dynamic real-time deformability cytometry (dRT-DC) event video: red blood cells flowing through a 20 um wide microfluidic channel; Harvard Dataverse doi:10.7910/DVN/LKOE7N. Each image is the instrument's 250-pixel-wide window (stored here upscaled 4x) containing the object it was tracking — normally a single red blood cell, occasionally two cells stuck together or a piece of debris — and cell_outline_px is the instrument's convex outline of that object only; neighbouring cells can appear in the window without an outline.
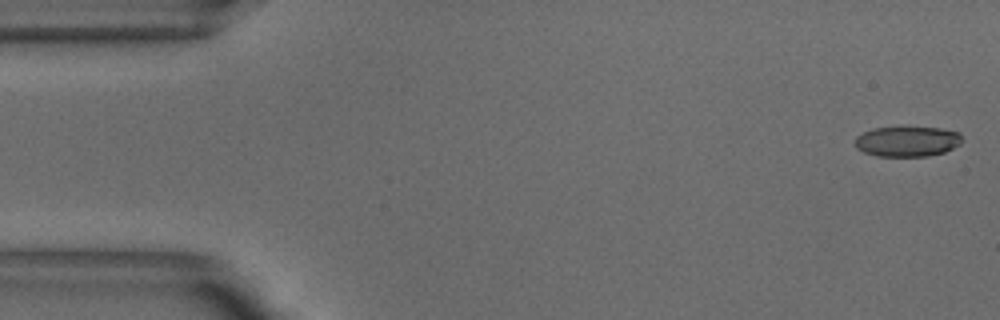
{"species": "common noctule bat (a hibernating species)", "species_latin": "Nyctalus noctula", "temperature_condition": "warm", "stored_images_in_passage": 11, "camera_frame_rate_fps": 3000, "um_per_image_px": 0.085, "animal": {"sex": "male", "body_mass_g": 18.8}, "frame": {"image": 1, "passage_image": 1, "time_ms": 0.0, "image_size_px": [1000, 320], "cell_outline_px": [[964, 140], [960, 144], [944, 152], [928, 156], [876, 156], [864, 152], [856, 148], [856, 136], [872, 128], [904, 124], [940, 128], [960, 132]], "centroid_in_image_um": [77.14, 11.96], "position_along_channel_um": 7.9, "area_um2": 19.77}}